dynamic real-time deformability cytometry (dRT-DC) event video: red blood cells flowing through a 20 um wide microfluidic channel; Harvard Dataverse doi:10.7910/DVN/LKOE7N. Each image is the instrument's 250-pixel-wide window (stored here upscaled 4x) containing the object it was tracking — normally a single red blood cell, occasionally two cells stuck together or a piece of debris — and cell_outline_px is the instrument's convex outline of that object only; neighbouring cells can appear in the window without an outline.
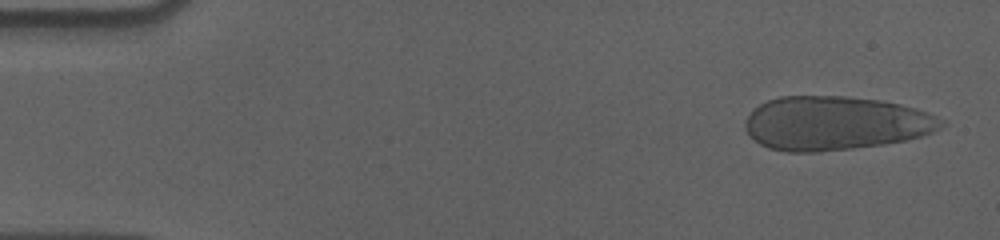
{"species": "human", "species_latin": "Homo sapiens", "temperature_condition": "cold", "stored_images_in_passage": 54, "camera_frame_rate_fps": 3000, "um_per_image_px": 0.085, "donor": {"sex": "male"}, "frame": {"image": 1, "passage_image": 2, "time_ms": 0.333, "image_size_px": [1000, 240], "cell_outline_px": [[948, 124], [932, 132], [920, 136], [904, 140], [884, 144], [852, 148], [816, 152], [788, 152], [768, 148], [760, 144], [744, 128], [744, 120], [760, 104], [768, 100], [780, 96], [844, 96], [880, 100], [900, 104], [916, 108], [928, 112], [944, 120]], "centroid_in_image_um": [71.01, 10.47], "position_along_channel_um": 14.0, "area_um2": 61.56}}
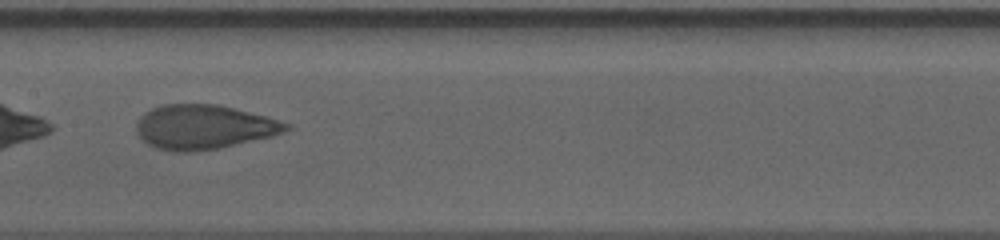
{"frame": {"image": 2, "passage_image": 28, "time_ms": 9.0, "image_size_px": [1000, 240], "cell_outline_px": [[292, 128], [284, 132], [272, 136], [216, 148], [192, 152], [176, 152], [156, 148], [148, 144], [136, 132], [136, 124], [140, 116], [144, 112], [160, 104], [216, 104], [268, 116], [292, 124]], "centroid_in_image_um": [17.33, 10.78], "position_along_channel_um": 190.1, "area_um2": 38.78}}
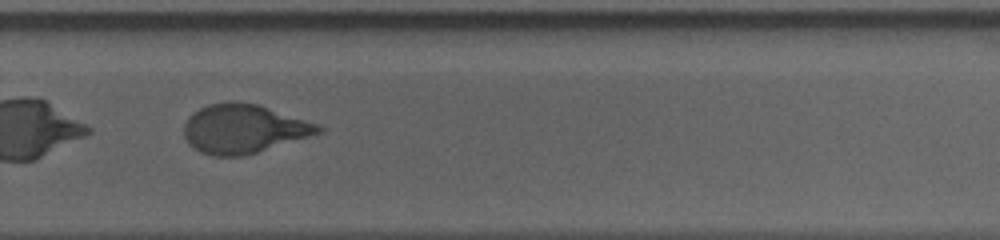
{"frame": {"image": 3, "passage_image": 38, "time_ms": 12.333, "image_size_px": [1000, 240], "cell_outline_px": [[324, 128], [320, 132], [308, 136], [244, 156], [212, 156], [200, 152], [184, 136], [184, 124], [188, 116], [192, 112], [208, 104], [256, 104], [320, 124]], "centroid_in_image_um": [20.69, 10.97], "position_along_channel_um": 309.1, "area_um2": 37.28}, "authors_computed_cell_mechanics": {"area_um2": 38.8127, "velocity_mm_per_s": 3.5923, "shape_relaxation_time_tau1_ms": 5.3765, "shape_relaxation_time_tau2_ms": 1.0768, "deformation_change_tau1": 0.2027, "deformation_change_tau2": 0.0763}}